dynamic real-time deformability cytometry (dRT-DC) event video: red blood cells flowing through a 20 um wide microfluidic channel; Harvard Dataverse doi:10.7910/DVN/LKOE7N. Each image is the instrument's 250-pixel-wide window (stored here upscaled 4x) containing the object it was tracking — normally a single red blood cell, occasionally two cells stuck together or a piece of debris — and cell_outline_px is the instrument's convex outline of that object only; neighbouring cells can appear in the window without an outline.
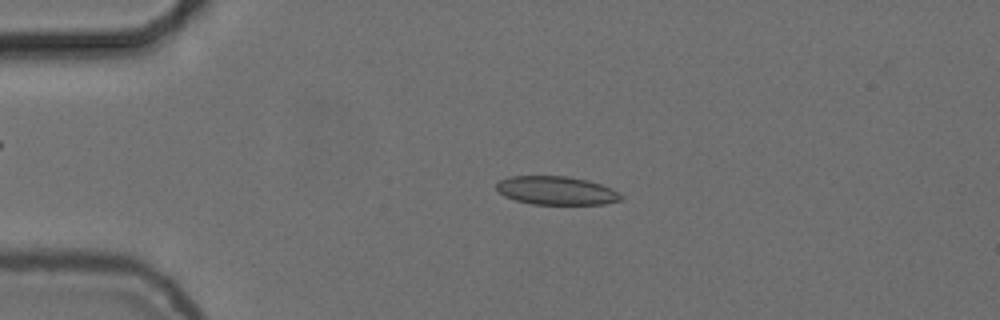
{"species": "common noctule bat (a hibernating species)", "species_latin": "Nyctalus noctula", "temperature_condition": "cold", "stored_images_in_passage": 54, "camera_frame_rate_fps": 3000, "um_per_image_px": 0.085, "animal": {"sex": "female", "body_mass_g": 24.6, "forearm_length_mm": 56.2}, "frame": {"image": 1, "passage_image": 12, "time_ms": 3.667, "image_size_px": [1000, 320], "cell_outline_px": [[624, 196], [620, 200], [604, 204], [532, 204], [516, 200], [504, 196], [496, 188], [496, 184], [500, 180], [508, 176], [568, 176], [588, 180], [612, 188], [620, 192]], "centroid_in_image_um": [47.31, 16.19], "position_along_channel_um": 37.7, "area_um2": 20.75}}
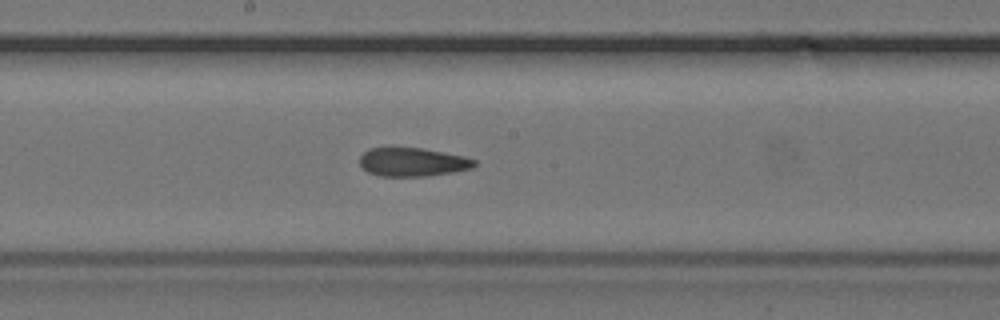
{"frame": {"image": 2, "passage_image": 29, "time_ms": 9.333, "image_size_px": [1000, 320], "cell_outline_px": [[476, 164], [472, 168], [452, 172], [428, 176], [380, 176], [368, 172], [360, 164], [360, 156], [368, 148], [392, 144], [420, 148], [464, 156], [476, 160]], "centroid_in_image_um": [35.0, 13.73], "position_along_channel_um": 213.2, "area_um2": 19.71}}
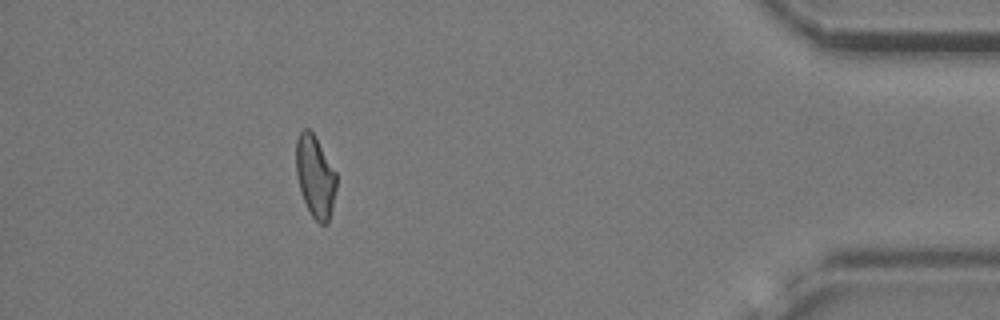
{"frame": {"image": 3, "passage_image": 49, "time_ms": 16.0, "image_size_px": [1000, 320], "cell_outline_px": [[336, 188], [332, 208], [328, 224], [320, 224], [312, 216], [300, 192], [296, 172], [296, 140], [300, 132], [304, 128], [308, 128], [312, 132], [336, 172]], "centroid_in_image_um": [26.78, 15.01], "position_along_channel_um": 408.4, "area_um2": 19.07}, "authors_computed_cell_mechanics": {"area_um2": 20.23, "velocity_mm_per_s": 3.7321, "shape_relaxation_time_tau1_ms": null, "shape_relaxation_time_tau2_ms": 3.2365, "deformation_change_tau1": null, "deformation_change_tau2": 0.1007}}